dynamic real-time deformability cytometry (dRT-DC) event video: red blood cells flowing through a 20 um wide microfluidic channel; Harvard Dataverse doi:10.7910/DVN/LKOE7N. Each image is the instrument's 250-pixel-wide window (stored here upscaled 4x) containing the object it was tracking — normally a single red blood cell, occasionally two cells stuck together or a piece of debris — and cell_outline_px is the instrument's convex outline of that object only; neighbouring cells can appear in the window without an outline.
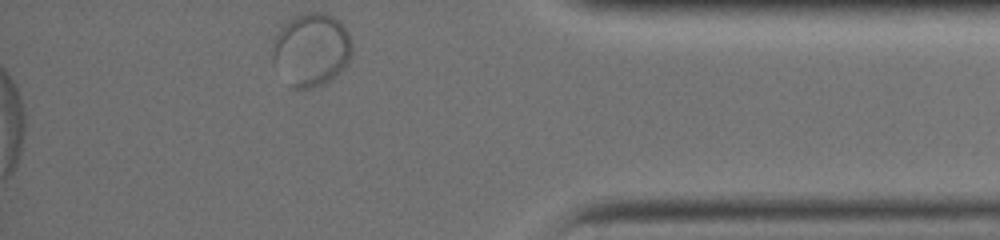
{"species": "common noctule bat (a hibernating species)", "species_latin": "Nyctalus noctula", "temperature_condition": "warm", "stored_images_in_passage": 44, "segment_of_instrument_passage": [2, 2], "camera_frame_rate_fps": 3000, "um_per_image_px": 0.085, "animal": {"sex": "female", "body_mass_g": 19.0, "forearm_length_mm": 51.5}, "frame": {"image": 1, "passage_image": 44, "time_ms": 14.333, "image_size_px": [1000, 240], "cell_outline_px": [[352, 52], [348, 64], [344, 68], [324, 84], [312, 88], [292, 88], [272, 64], [272, 40], [276, 32], [288, 20], [304, 12], [324, 12], [340, 20], [348, 32], [352, 44]], "centroid_in_image_um": [26.44, 4.21], "position_along_channel_um": 408.8, "area_um2": 34.39}}